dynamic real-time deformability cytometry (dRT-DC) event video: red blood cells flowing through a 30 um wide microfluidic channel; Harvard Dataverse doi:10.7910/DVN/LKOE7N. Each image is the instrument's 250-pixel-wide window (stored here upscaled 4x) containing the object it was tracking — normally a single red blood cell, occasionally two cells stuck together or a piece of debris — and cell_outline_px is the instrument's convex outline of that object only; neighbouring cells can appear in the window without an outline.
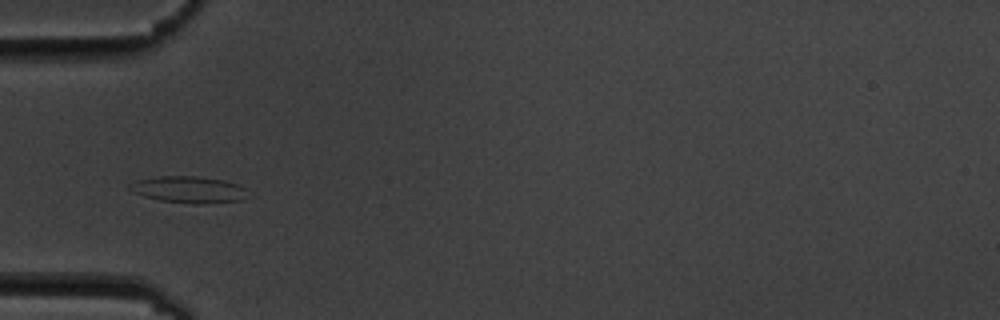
{"species": "common noctule bat (a hibernating species)", "species_latin": "Nyctalus noctula", "temperature_condition": "cold", "stored_images_in_passage": 8, "camera_frame_rate_fps": 3000, "um_per_image_px": 0.085, "animal": {"sex": "male", "body_mass_g": 19.5, "forearm_length_mm": 54.6}, "frame": {"image": 1, "passage_image": 5, "time_ms": 4.333, "image_size_px": [1000, 320], "cell_outline_px": [[244, 200], [196, 204], [192, 204], [160, 200], [144, 196], [132, 192], [128, 188], [136, 180], [156, 176], [200, 176], [224, 180], [236, 184], [244, 188]], "centroid_in_image_um": [16.0, 16.11], "position_along_channel_um": 69.0, "area_um2": 18.15}}
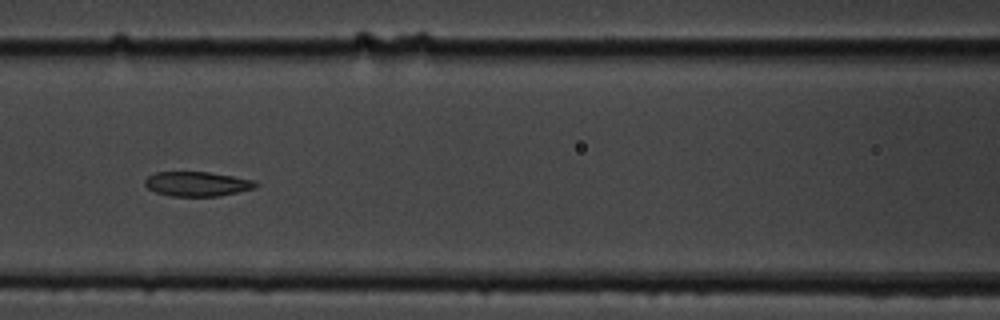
{"frame": {"image": 2, "passage_image": 7, "time_ms": 6.667, "image_size_px": [1000, 320], "cell_outline_px": [[260, 184], [256, 188], [220, 196], [172, 196], [156, 192], [148, 188], [144, 184], [144, 180], [148, 176], [156, 172], [208, 172], [256, 180]], "centroid_in_image_um": [16.8, 15.63], "position_along_channel_um": 149.8, "area_um2": 15.95}}
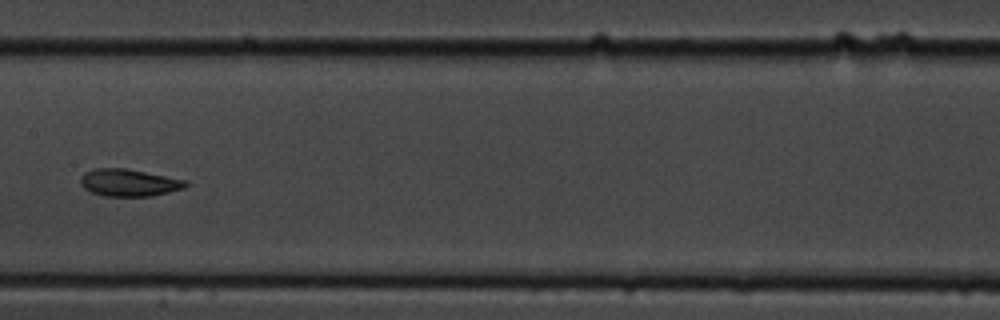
{"frame": {"image": 3, "passage_image": 8, "time_ms": 8.0, "image_size_px": [1000, 320], "cell_outline_px": [[188, 184], [184, 188], [152, 196], [104, 196], [92, 192], [84, 188], [80, 184], [80, 176], [84, 172], [92, 168], [124, 168], [188, 180]], "centroid_in_image_um": [10.93, 15.52], "position_along_channel_um": 196.5, "area_um2": 16.76}}